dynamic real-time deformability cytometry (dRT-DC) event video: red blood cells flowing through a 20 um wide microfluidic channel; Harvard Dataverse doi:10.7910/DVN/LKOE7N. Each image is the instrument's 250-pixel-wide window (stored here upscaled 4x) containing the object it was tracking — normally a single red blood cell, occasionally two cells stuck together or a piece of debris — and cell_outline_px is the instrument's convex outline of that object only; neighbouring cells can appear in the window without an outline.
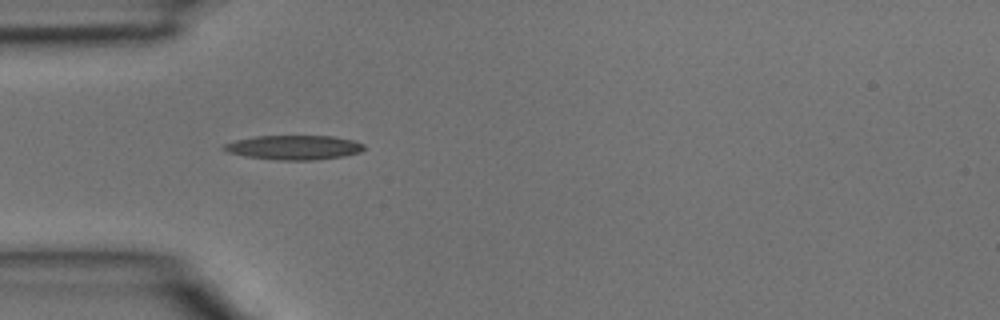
{"species": "common noctule bat (a hibernating species)", "species_latin": "Nyctalus noctula", "temperature_condition": "room temperature", "stored_images_in_passage": 2, "camera_frame_rate_fps": 3000, "um_per_image_px": 0.085, "animal": {"sex": "male", "body_mass_g": 15.6}, "frame": {"image": 1, "passage_image": 2, "time_ms": 0.333, "image_size_px": [1000, 320], "cell_outline_px": [[364, 148], [360, 152], [344, 156], [312, 160], [276, 160], [248, 156], [228, 152], [220, 148], [224, 144], [236, 140], [256, 136], [332, 136], [352, 140], [364, 144]], "centroid_in_image_um": [24.98, 12.53], "position_along_channel_um": 60.0, "area_um2": 19.77}}